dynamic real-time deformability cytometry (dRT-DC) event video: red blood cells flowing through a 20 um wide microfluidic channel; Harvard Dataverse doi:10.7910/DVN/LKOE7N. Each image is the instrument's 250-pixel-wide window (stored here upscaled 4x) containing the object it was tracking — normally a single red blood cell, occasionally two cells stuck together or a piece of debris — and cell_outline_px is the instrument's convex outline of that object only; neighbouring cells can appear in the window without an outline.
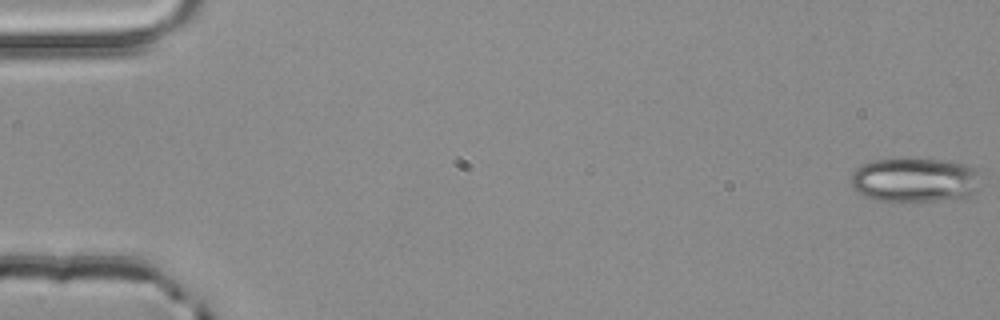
{"species": "common noctule bat (a hibernating species)", "species_latin": "Nyctalus noctula", "temperature_condition": "room temperature", "stored_images_in_passage": 4, "segment_of_instrument_passage": [2, 2], "camera_frame_rate_fps": 3000, "um_per_image_px": 0.085, "animal": {"sex": "male", "body_mass_g": 20.4}, "frame": {"image": 1, "passage_image": 4, "time_ms": 1.0, "image_size_px": [1000, 320], "cell_outline_px": [[980, 188], [976, 192], [968, 196], [936, 200], [876, 200], [860, 192], [852, 184], [852, 176], [856, 168], [860, 164], [872, 160], [900, 156], [920, 156], [968, 164], [976, 168]], "centroid_in_image_um": [77.79, 15.21], "position_along_channel_um": 7.2, "area_um2": 34.16}}